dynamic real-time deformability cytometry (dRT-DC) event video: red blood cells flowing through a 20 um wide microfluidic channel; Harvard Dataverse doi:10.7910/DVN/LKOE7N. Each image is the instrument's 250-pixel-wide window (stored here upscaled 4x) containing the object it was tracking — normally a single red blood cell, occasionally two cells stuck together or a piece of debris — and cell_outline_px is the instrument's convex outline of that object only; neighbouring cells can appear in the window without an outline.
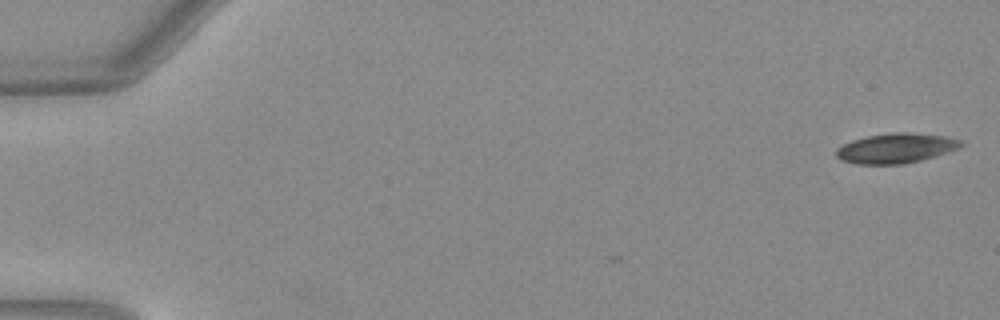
{"species": "Egyptian fruit bat (a non-hibernating species)", "species_latin": "Rousettus aegyptiacus", "temperature_condition": "warm", "stored_images_in_passage": 15, "camera_frame_rate_fps": 3000, "um_per_image_px": 0.085, "animal": {"sex": "female"}, "frame": {"image": 1, "passage_image": 1, "time_ms": 0.0, "image_size_px": [1000, 320], "cell_outline_px": [[964, 144], [960, 148], [920, 160], [904, 164], [860, 164], [840, 160], [836, 156], [836, 148], [852, 140], [868, 136], [892, 132], [908, 132], [944, 136], [960, 140]], "centroid_in_image_um": [76.14, 12.59], "position_along_channel_um": 8.9, "area_um2": 21.56}}
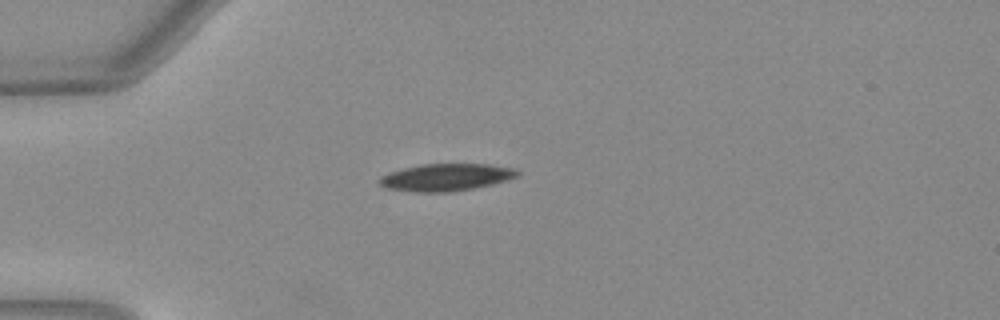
{"frame": {"image": 2, "passage_image": 14, "time_ms": 4.333, "image_size_px": [1000, 320], "cell_outline_px": [[520, 176], [508, 180], [492, 184], [472, 188], [448, 192], [412, 192], [388, 188], [380, 184], [376, 180], [380, 176], [404, 168], [420, 164], [488, 164], [516, 168], [520, 172]], "centroid_in_image_um": [37.95, 15.06], "position_along_channel_um": 47.1, "area_um2": 21.96}}